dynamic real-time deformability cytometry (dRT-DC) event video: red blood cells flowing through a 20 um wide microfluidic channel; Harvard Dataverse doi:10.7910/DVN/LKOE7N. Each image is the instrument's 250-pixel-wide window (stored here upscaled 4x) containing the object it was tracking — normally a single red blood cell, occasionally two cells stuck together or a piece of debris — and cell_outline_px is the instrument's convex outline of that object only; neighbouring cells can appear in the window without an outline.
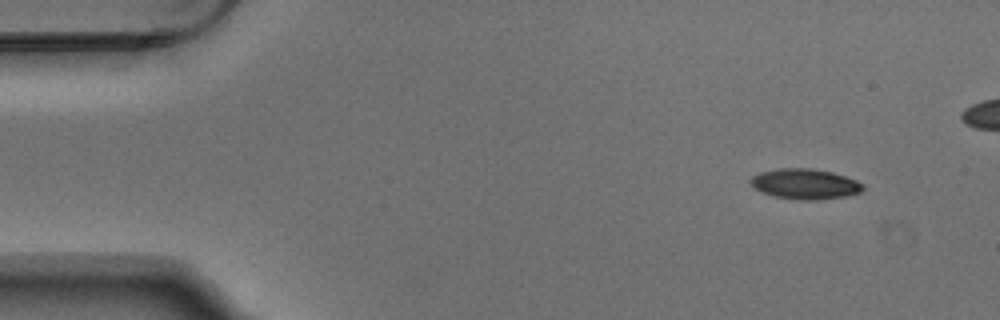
{"species": "Egyptian fruit bat (a non-hibernating species)", "species_latin": "Rousettus aegyptiacus", "temperature_condition": "warm", "stored_images_in_passage": 4, "camera_frame_rate_fps": 3000, "um_per_image_px": 0.085, "animal": {"sex": "male"}, "frame": {"image": 1, "passage_image": 1, "time_ms": 0.0, "image_size_px": [1000, 320], "cell_outline_px": [[864, 188], [860, 192], [844, 196], [812, 200], [804, 200], [776, 196], [764, 192], [756, 188], [748, 180], [752, 176], [760, 172], [780, 168], [812, 168], [832, 172], [856, 180], [864, 184]], "centroid_in_image_um": [68.44, 15.62], "position_along_channel_um": 16.6, "area_um2": 19.54}}